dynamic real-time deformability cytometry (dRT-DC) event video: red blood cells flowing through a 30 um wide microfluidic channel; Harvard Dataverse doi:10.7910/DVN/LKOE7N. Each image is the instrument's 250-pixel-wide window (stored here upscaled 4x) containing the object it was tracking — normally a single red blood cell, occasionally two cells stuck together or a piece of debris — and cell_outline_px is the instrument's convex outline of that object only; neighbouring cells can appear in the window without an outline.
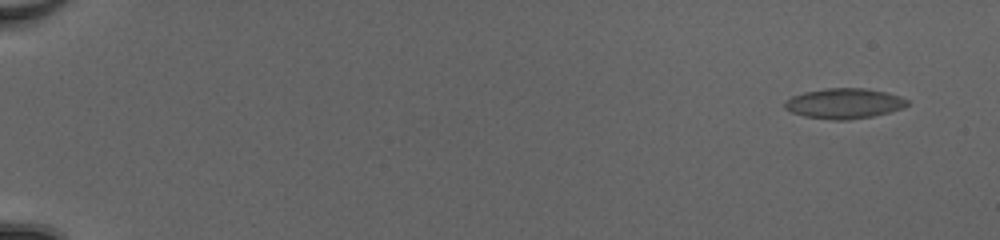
{"species": "common noctule bat (a hibernating species)", "species_latin": "Nyctalus noctula", "temperature_condition": "cold", "stored_images_in_passage": 54, "camera_frame_rate_fps": 3000, "um_per_image_px": 0.085, "animal": {"sex": "female", "body_mass_g": 20.0, "forearm_length_mm": 54.0}, "frame": {"image": 1, "passage_image": 4, "time_ms": 1.0, "image_size_px": [1000, 240], "cell_outline_px": [[908, 104], [900, 108], [888, 112], [872, 116], [848, 120], [832, 120], [804, 116], [792, 112], [784, 108], [784, 100], [792, 96], [804, 92], [824, 88], [864, 88], [884, 92], [900, 96], [908, 100]], "centroid_in_image_um": [71.7, 8.79], "position_along_channel_um": 13.3, "area_um2": 21.5}}
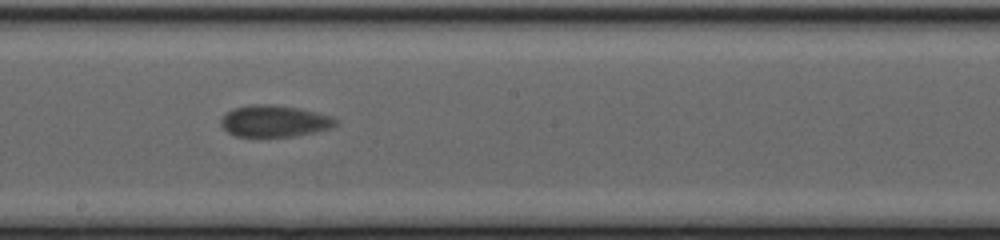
{"frame": {"image": 2, "passage_image": 33, "time_ms": 10.667, "image_size_px": [1000, 240], "cell_outline_px": [[340, 120], [332, 128], [292, 136], [236, 136], [228, 132], [220, 124], [220, 120], [224, 112], [232, 108], [252, 104], [272, 104], [300, 108], [332, 116]], "centroid_in_image_um": [23.31, 10.27], "position_along_channel_um": 224.9, "area_um2": 21.27}}
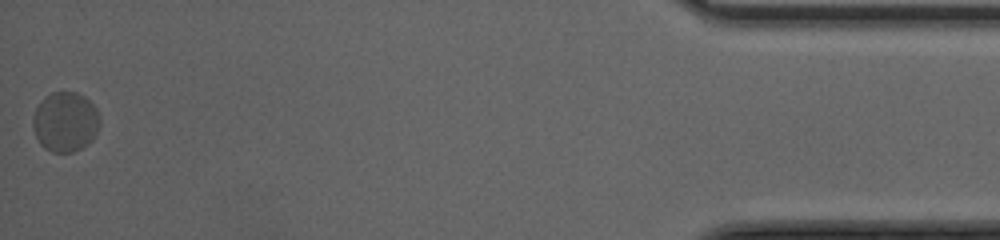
{"frame": {"image": 3, "passage_image": 54, "time_ms": 17.667, "image_size_px": [1000, 240], "cell_outline_px": [[100, 124], [92, 140], [88, 144], [72, 152], [52, 152], [44, 148], [40, 144], [36, 136], [32, 124], [32, 120], [36, 108], [40, 100], [44, 96], [52, 92], [76, 92], [84, 96], [96, 108], [100, 116]], "centroid_in_image_um": [5.54, 10.35], "position_along_channel_um": 429.7, "area_um2": 23.47}, "authors_computed_cell_mechanics": {"area_um2": 20.6924, "velocity_mm_per_s": 4.042, "shape_relaxation_time_tau1_ms": 3.6502, "shape_relaxation_time_tau2_ms": null, "deformation_change_tau1": 0.065, "deformation_change_tau2": null}}